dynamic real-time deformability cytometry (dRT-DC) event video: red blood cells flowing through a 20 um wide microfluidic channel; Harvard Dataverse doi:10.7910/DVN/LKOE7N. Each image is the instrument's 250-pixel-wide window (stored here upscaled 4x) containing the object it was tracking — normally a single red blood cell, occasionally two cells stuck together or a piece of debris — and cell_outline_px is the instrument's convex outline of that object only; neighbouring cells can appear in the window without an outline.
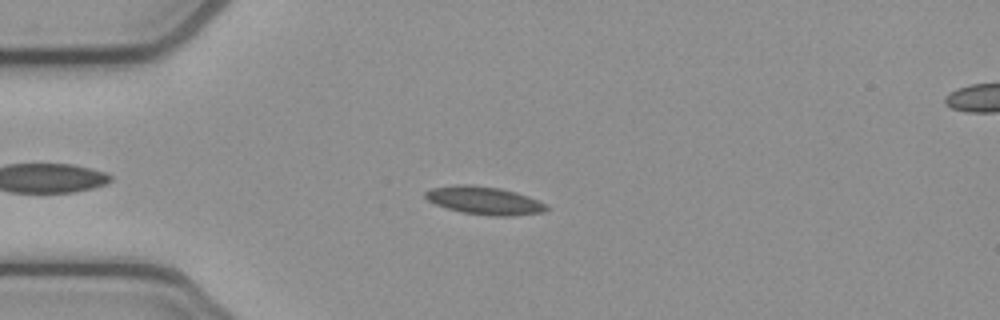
{"species": "common noctule bat (a hibernating species)", "species_latin": "Nyctalus noctula", "temperature_condition": "cold", "stored_images_in_passage": 4, "segment_of_instrument_passage": [1, 2], "camera_frame_rate_fps": 3000, "um_per_image_px": 0.085, "animal": {"sex": "female", "body_mass_g": 21.9}, "frame": {"image": 1, "passage_image": 3, "time_ms": 0.667, "image_size_px": [1000, 320], "cell_outline_px": [[548, 208], [544, 212], [512, 216], [492, 216], [464, 212], [448, 208], [436, 204], [428, 200], [424, 196], [424, 192], [432, 188], [456, 184], [472, 184], [500, 188], [516, 192], [528, 196], [548, 204]], "centroid_in_image_um": [41.19, 17.03], "position_along_channel_um": 43.8, "area_um2": 19.77}}